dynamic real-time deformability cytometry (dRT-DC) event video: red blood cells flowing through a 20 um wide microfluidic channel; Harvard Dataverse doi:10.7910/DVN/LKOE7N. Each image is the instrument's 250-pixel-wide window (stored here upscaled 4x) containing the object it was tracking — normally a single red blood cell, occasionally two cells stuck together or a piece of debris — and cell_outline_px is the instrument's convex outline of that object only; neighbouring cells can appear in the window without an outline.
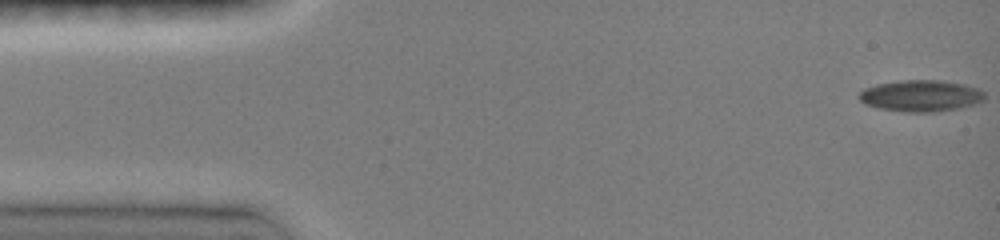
{"species": "common noctule bat (a hibernating species)", "species_latin": "Nyctalus noctula", "temperature_condition": "room temperature", "stored_images_in_passage": 32, "camera_frame_rate_fps": 3000, "um_per_image_px": 0.085, "animal": {"sex": "female", "body_mass_g": 19.0, "forearm_length_mm": 51.5}, "frame": {"image": 1, "passage_image": 1, "time_ms": 0.0, "image_size_px": [1000, 240], "cell_outline_px": [[984, 100], [976, 104], [960, 108], [932, 112], [904, 112], [880, 108], [864, 104], [856, 96], [864, 88], [876, 84], [900, 80], [940, 80], [964, 84], [976, 88], [984, 92]], "centroid_in_image_um": [78.25, 8.14], "position_along_channel_um": 6.8, "area_um2": 23.18}}
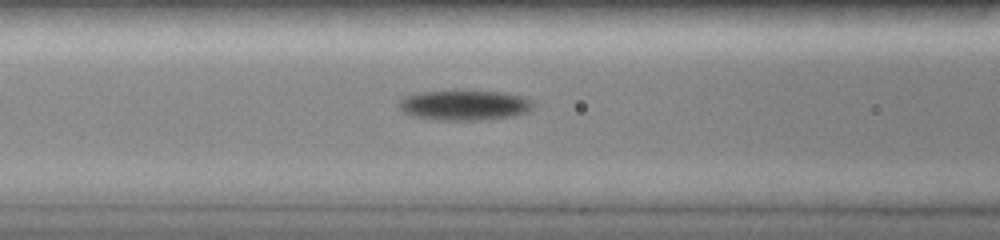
{"frame": {"image": 2, "passage_image": 13, "time_ms": 6.0, "image_size_px": [1000, 240], "cell_outline_px": [[536, 104], [528, 112], [512, 116], [480, 120], [440, 120], [412, 116], [404, 112], [400, 108], [400, 100], [404, 96], [420, 92], [452, 88], [456, 88], [508, 92], [524, 96], [532, 100]], "centroid_in_image_um": [39.52, 8.88], "position_along_channel_um": 127.1, "area_um2": 24.68}}
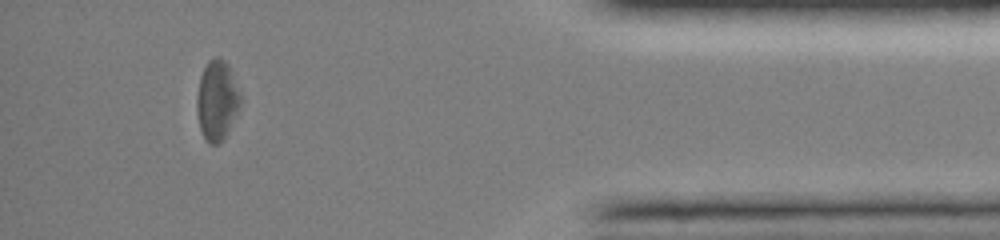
{"frame": {"image": 3, "passage_image": 29, "time_ms": 14.0, "image_size_px": [1000, 240], "cell_outline_px": [[240, 104], [228, 132], [224, 140], [216, 144], [208, 144], [204, 140], [200, 128], [196, 112], [196, 100], [200, 76], [208, 60], [216, 56], [220, 56], [228, 64], [240, 96]], "centroid_in_image_um": [18.41, 8.55], "position_along_channel_um": 416.8, "area_um2": 20.29}, "authors_computed_cell_mechanics": {"area_um2": 22.1952, "velocity_mm_per_s": 4.0433, "shape_relaxation_time_tau1_ms": 1.8031, "shape_relaxation_time_tau2_ms": null, "deformation_change_tau1": 0.0816, "deformation_change_tau2": null}}